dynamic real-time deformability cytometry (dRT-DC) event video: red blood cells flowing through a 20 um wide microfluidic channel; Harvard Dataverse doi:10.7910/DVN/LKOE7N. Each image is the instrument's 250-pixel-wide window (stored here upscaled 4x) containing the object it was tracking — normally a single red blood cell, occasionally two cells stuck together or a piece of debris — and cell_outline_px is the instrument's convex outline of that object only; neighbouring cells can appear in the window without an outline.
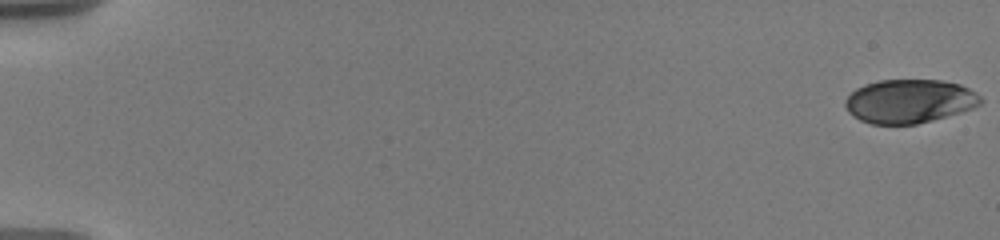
{"species": "human", "species_latin": "Homo sapiens", "temperature_condition": "warm", "stored_images_in_passage": 87, "camera_frame_rate_fps": 3000, "um_per_image_px": 0.085, "donor": {"sex": "male"}, "frame": {"image": 1, "passage_image": 1, "time_ms": 0.0, "image_size_px": [1000, 240], "cell_outline_px": [[984, 100], [980, 104], [972, 108], [960, 112], [932, 120], [916, 124], [872, 124], [860, 120], [852, 116], [848, 112], [844, 104], [844, 100], [856, 88], [864, 84], [880, 80], [940, 80], [960, 84], [976, 92]], "centroid_in_image_um": [77.28, 8.6], "position_along_channel_um": 7.7, "area_um2": 34.56}}
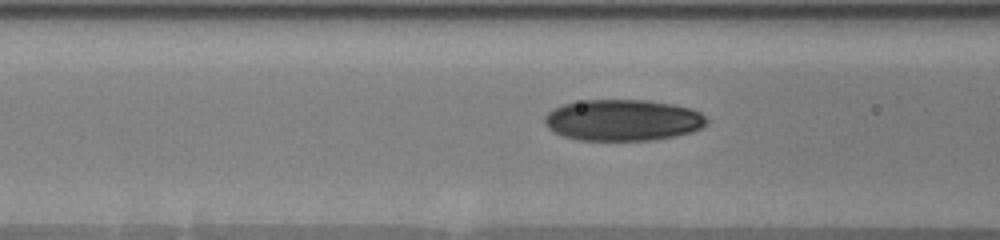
{"frame": {"image": 2, "passage_image": 35, "time_ms": 8.0, "image_size_px": [1000, 240], "cell_outline_px": [[708, 124], [692, 132], [676, 136], [652, 140], [576, 140], [564, 136], [548, 128], [544, 124], [544, 116], [548, 112], [564, 104], [584, 100], [648, 100], [672, 104], [692, 108], [700, 112], [708, 120]], "centroid_in_image_um": [52.97, 10.21], "position_along_channel_um": 113.6, "area_um2": 39.13}}
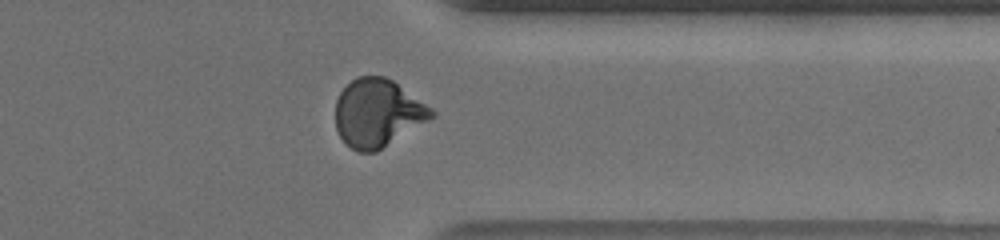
{"frame": {"image": 3, "passage_image": 65, "time_ms": 15.333, "image_size_px": [1000, 240], "cell_outline_px": [[436, 116], [376, 152], [360, 152], [344, 144], [336, 128], [336, 100], [340, 92], [356, 76], [384, 76], [392, 80], [432, 108], [436, 112]], "centroid_in_image_um": [32.1, 9.61], "position_along_channel_um": 379.3, "area_um2": 37.92}, "authors_computed_cell_mechanics": {"area_um2": 37.1076, "velocity_mm_per_s": 3.638, "shape_relaxation_time_tau1_ms": 5.5246, "shape_relaxation_time_tau2_ms": 0.9433, "deformation_change_tau1": 0.2066, "deformation_change_tau2": 0.0498}}